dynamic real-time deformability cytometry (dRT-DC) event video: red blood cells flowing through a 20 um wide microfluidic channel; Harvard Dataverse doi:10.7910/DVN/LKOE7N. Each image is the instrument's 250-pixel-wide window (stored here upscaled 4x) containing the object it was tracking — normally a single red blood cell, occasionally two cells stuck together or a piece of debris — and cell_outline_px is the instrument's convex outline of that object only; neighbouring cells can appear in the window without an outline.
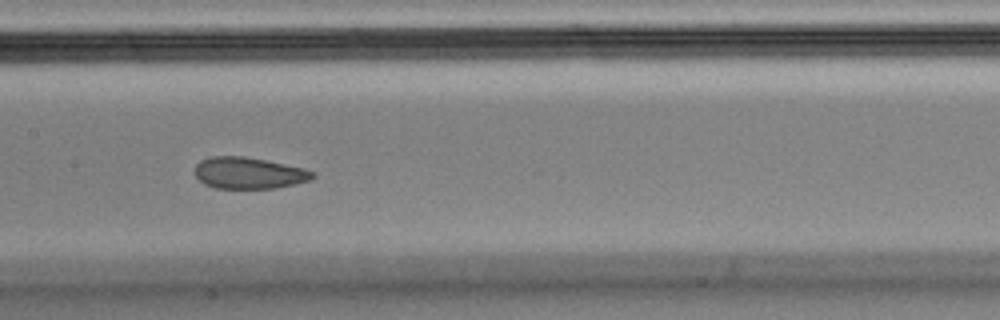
{"species": "Egyptian fruit bat (a non-hibernating species)", "species_latin": "Rousettus aegyptiacus", "temperature_condition": "cold", "stored_images_in_passage": 13, "camera_frame_rate_fps": 3000, "um_per_image_px": 0.085, "animal": {"sex": "male"}, "frame": {"image": 1, "passage_image": 6, "time_ms": 1.667, "image_size_px": [1000, 320], "cell_outline_px": [[316, 176], [312, 180], [276, 188], [216, 188], [204, 184], [196, 176], [196, 164], [200, 160], [212, 156], [244, 156], [304, 168], [316, 172]], "centroid_in_image_um": [21.18, 14.71], "position_along_channel_um": 186.2, "area_um2": 21.62}}